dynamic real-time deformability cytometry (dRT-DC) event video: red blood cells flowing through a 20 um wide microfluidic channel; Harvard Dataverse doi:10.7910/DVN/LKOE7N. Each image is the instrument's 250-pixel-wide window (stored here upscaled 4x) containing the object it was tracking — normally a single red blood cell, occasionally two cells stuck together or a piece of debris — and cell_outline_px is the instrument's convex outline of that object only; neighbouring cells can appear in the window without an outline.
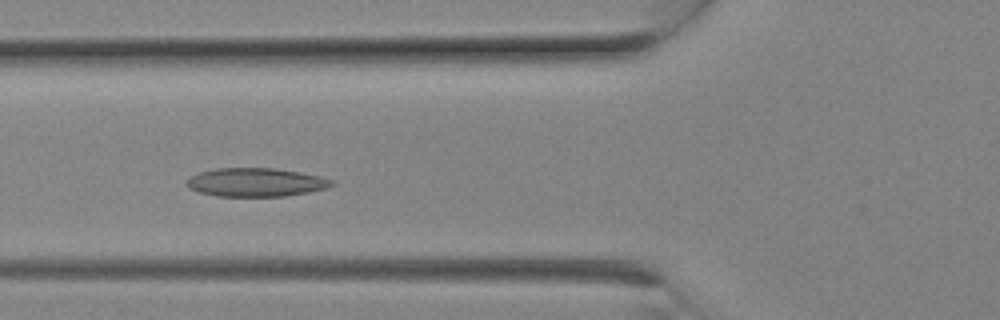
{"species": "Egyptian fruit bat (a non-hibernating species)", "species_latin": "Rousettus aegyptiacus", "temperature_condition": "room temperature", "stored_images_in_passage": 8, "camera_frame_rate_fps": 3000, "um_per_image_px": 0.085, "animal": {"sex": "female"}, "frame": {"image": 1, "passage_image": 7, "time_ms": 2.0, "image_size_px": [1000, 320], "cell_outline_px": [[336, 184], [328, 188], [308, 192], [284, 196], [216, 196], [200, 192], [192, 188], [188, 184], [188, 180], [192, 176], [200, 172], [216, 168], [276, 168], [300, 172], [320, 176], [332, 180]], "centroid_in_image_um": [21.82, 15.49], "position_along_channel_um": 104.0, "area_um2": 23.93}}
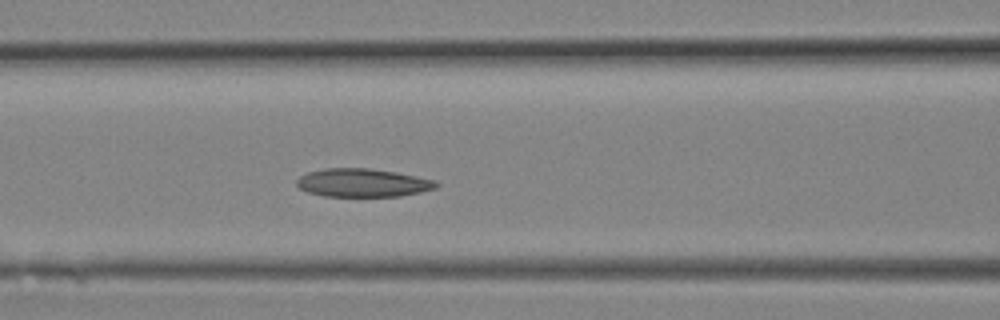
{"frame": {"image": 2, "passage_image": 8, "time_ms": 2.333, "image_size_px": [1000, 320], "cell_outline_px": [[440, 184], [436, 188], [420, 192], [400, 196], [324, 196], [308, 192], [300, 188], [296, 184], [296, 180], [300, 176], [308, 172], [324, 168], [368, 168], [396, 172], [436, 180]], "centroid_in_image_um": [30.84, 15.53], "position_along_channel_um": 135.8, "area_um2": 23.0}}